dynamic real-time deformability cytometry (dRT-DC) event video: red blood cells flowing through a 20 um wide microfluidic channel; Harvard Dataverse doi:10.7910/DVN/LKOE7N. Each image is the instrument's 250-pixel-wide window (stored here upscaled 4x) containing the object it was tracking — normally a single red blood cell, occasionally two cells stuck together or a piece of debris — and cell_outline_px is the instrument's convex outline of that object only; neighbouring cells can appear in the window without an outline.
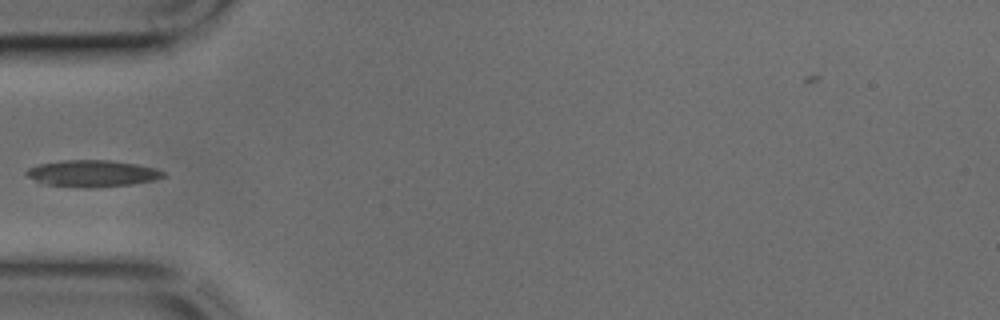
{"species": "common noctule bat (a hibernating species)", "species_latin": "Nyctalus noctula", "temperature_condition": "cold", "stored_images_in_passage": 32, "camera_frame_rate_fps": 3000, "um_per_image_px": 0.085, "animal": {"sex": "male", "body_mass_g": 17.9, "forearm_length_mm": 54.2}, "frame": {"image": 1, "passage_image": 1, "time_ms": 0.0, "image_size_px": [1000, 320], "cell_outline_px": [[168, 176], [156, 180], [132, 184], [92, 188], [84, 188], [48, 184], [24, 176], [24, 172], [28, 168], [40, 164], [64, 160], [112, 160], [136, 164], [156, 168], [164, 172]], "centroid_in_image_um": [7.89, 14.74], "position_along_channel_um": 77.1, "area_um2": 21.39}}
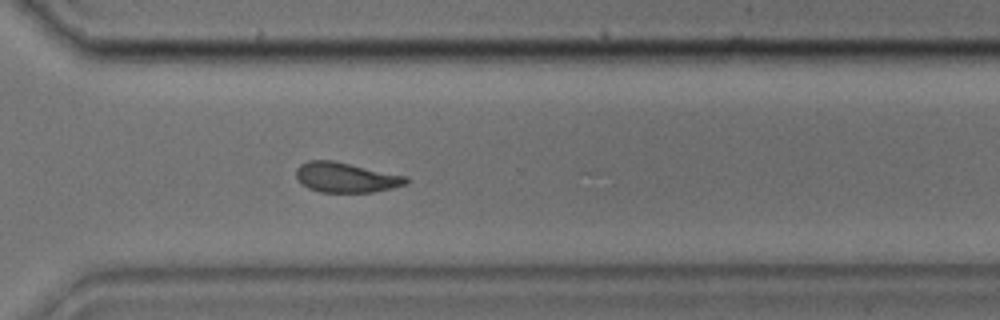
{"frame": {"image": 2, "passage_image": 19, "time_ms": 6.0, "image_size_px": [1000, 320], "cell_outline_px": [[408, 180], [404, 184], [392, 188], [372, 192], [320, 192], [308, 188], [300, 184], [296, 176], [296, 168], [300, 164], [308, 160], [332, 160], [408, 176]], "centroid_in_image_um": [29.36, 15.08], "position_along_channel_um": 341.2, "area_um2": 19.25}}
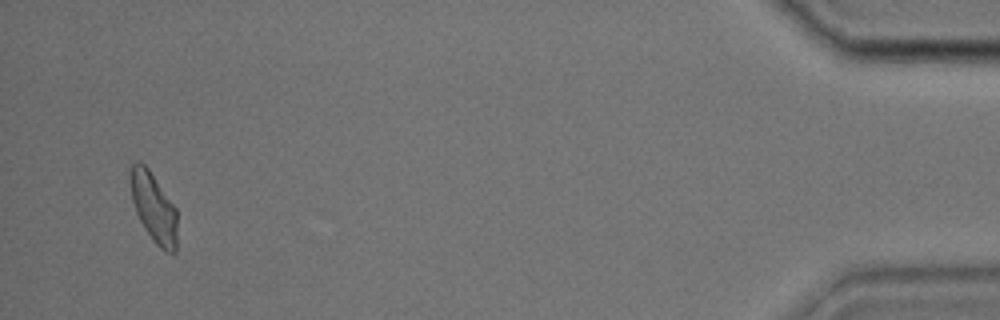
{"frame": {"image": 3, "passage_image": 30, "time_ms": 9.667, "image_size_px": [1000, 320], "cell_outline_px": [[176, 252], [164, 252], [156, 244], [144, 228], [136, 212], [132, 200], [132, 164], [140, 160], [148, 168], [176, 208]], "centroid_in_image_um": [13.09, 17.68], "position_along_channel_um": 422.1, "area_um2": 18.44}}